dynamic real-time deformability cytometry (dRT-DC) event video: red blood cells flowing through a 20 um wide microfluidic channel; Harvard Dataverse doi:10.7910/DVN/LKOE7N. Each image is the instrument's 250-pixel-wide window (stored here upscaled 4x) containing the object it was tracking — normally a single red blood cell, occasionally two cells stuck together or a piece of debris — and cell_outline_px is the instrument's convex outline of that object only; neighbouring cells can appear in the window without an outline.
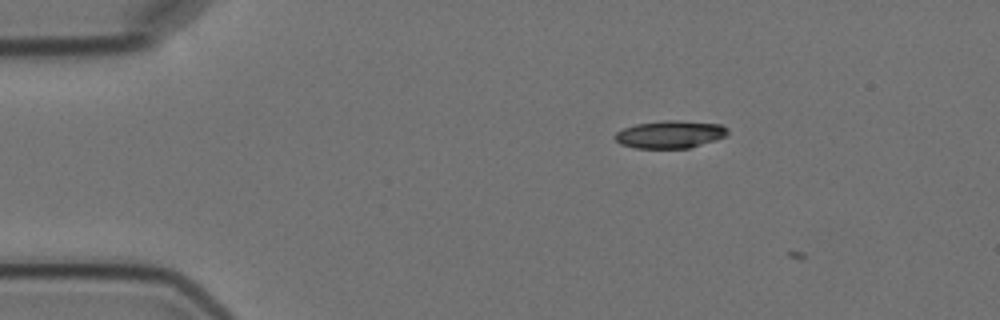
{"species": "Egyptian fruit bat (a non-hibernating species)", "species_latin": "Rousettus aegyptiacus", "temperature_condition": "cold", "stored_images_in_passage": 3, "camera_frame_rate_fps": 3000, "um_per_image_px": 0.085, "animal": {"sex": "female"}, "frame": {"image": 1, "passage_image": 2, "time_ms": 1.333, "image_size_px": [1000, 320], "cell_outline_px": [[728, 132], [724, 136], [716, 140], [688, 148], [636, 148], [620, 144], [612, 136], [616, 132], [624, 128], [636, 124], [664, 120], [680, 120], [720, 124], [728, 128]], "centroid_in_image_um": [56.94, 11.41], "position_along_channel_um": 28.1, "area_um2": 18.15}}